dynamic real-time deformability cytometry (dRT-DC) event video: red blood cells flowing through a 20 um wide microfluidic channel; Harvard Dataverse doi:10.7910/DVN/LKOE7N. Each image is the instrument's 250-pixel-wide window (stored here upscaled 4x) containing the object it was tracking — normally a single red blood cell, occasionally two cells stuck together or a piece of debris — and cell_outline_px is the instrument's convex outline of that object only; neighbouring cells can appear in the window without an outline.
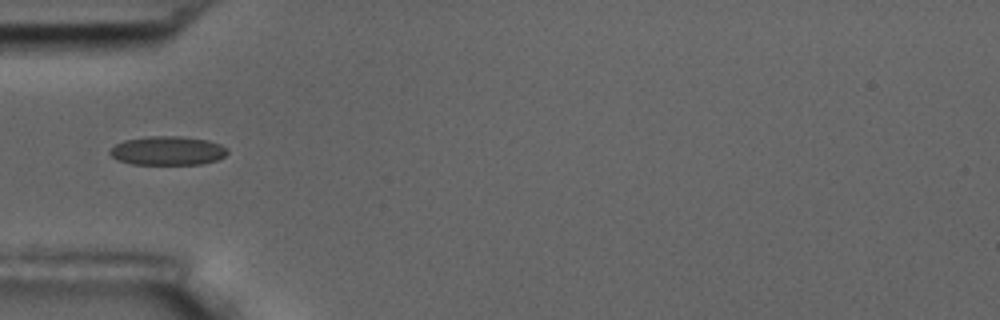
{"species": "common noctule bat (a hibernating species)", "species_latin": "Nyctalus noctula", "temperature_condition": "room temperature", "stored_images_in_passage": 7, "camera_frame_rate_fps": 3000, "um_per_image_px": 0.085, "animal": {"sex": "male", "body_mass_g": 17.5, "forearm_length_mm": 52.3}, "frame": {"image": 1, "passage_image": 6, "time_ms": 6.0, "image_size_px": [1000, 320], "cell_outline_px": [[228, 152], [224, 156], [216, 160], [200, 164], [132, 164], [116, 160], [108, 152], [116, 144], [124, 140], [148, 136], [180, 136], [208, 140], [220, 144], [228, 148]], "centroid_in_image_um": [14.24, 12.81], "position_along_channel_um": 70.8, "area_um2": 19.83}}